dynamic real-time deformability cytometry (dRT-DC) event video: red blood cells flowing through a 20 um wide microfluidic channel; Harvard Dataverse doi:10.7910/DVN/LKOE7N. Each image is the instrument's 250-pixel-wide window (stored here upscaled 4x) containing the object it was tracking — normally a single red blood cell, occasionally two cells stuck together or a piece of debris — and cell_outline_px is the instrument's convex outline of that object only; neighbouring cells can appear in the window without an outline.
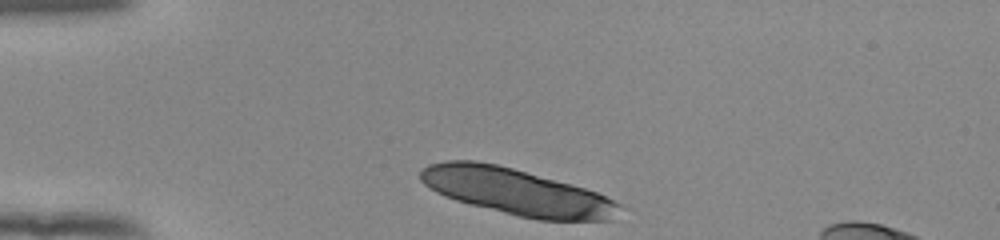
{"species": "human", "species_latin": "Homo sapiens", "temperature_condition": "room temperature", "stored_images_in_passage": 33, "segment_of_instrument_passage": [1, 2], "camera_frame_rate_fps": 3000, "um_per_image_px": 0.085, "donor": {"sex": "female"}, "frame": {"image": 1, "passage_image": 1, "time_ms": 0.0, "image_size_px": [1000, 240], "cell_outline_px": [[624, 208], [612, 220], [536, 220], [516, 216], [456, 200], [436, 192], [424, 184], [420, 180], [420, 172], [428, 164], [448, 160], [476, 160], [496, 164], [512, 168], [584, 188], [596, 192], [620, 204]], "centroid_in_image_um": [43.9, 16.31], "position_along_channel_um": 41.1, "area_um2": 53.47}}